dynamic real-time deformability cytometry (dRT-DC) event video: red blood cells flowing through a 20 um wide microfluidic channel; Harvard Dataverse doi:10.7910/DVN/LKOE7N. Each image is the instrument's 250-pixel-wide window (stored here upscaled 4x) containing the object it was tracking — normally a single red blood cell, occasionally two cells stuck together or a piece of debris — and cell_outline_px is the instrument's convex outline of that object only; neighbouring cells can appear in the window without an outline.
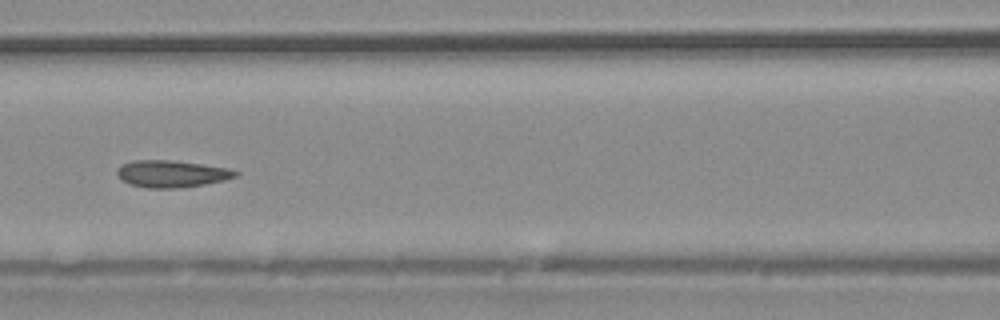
{"species": "common noctule bat (a hibernating species)", "species_latin": "Nyctalus noctula", "temperature_condition": "warm", "stored_images_in_passage": 38, "camera_frame_rate_fps": 3000, "um_per_image_px": 0.085, "animal": {"sex": "male", "body_mass_g": 20.4}, "frame": {"image": 1, "passage_image": 17, "time_ms": 5.333, "image_size_px": [1000, 320], "cell_outline_px": [[240, 172], [236, 176], [224, 180], [204, 184], [176, 188], [148, 188], [128, 184], [120, 180], [116, 176], [116, 168], [120, 164], [132, 160], [168, 160], [200, 164], [228, 168]], "centroid_in_image_um": [14.5, 14.77], "position_along_channel_um": 152.1, "area_um2": 18.73}}
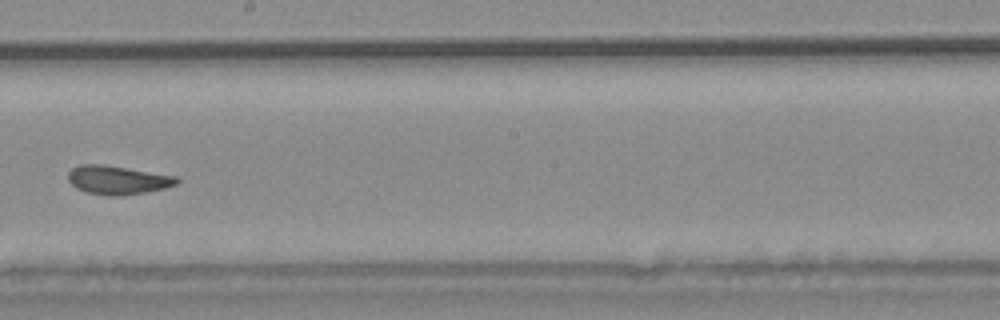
{"frame": {"image": 2, "passage_image": 22, "time_ms": 7.0, "image_size_px": [1000, 320], "cell_outline_px": [[180, 180], [176, 184], [164, 188], [144, 192], [120, 196], [104, 196], [84, 192], [76, 188], [68, 180], [68, 172], [72, 168], [80, 164], [100, 164], [180, 176]], "centroid_in_image_um": [9.99, 15.3], "position_along_channel_um": 238.2, "area_um2": 18.32}}